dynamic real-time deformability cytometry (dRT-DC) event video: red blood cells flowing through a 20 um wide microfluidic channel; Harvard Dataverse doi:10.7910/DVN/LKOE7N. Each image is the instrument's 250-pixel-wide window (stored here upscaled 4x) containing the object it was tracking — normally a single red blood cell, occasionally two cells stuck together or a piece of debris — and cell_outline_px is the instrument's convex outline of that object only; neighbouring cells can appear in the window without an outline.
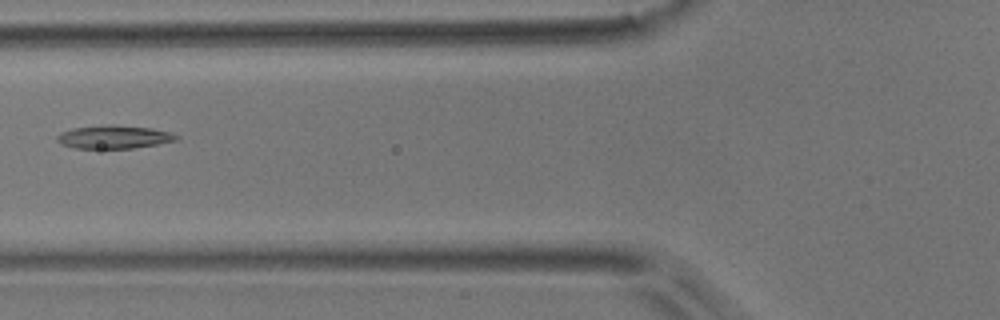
{"species": "common noctule bat (a hibernating species)", "species_latin": "Nyctalus noctula", "temperature_condition": "room temperature", "stored_images_in_passage": 5, "camera_frame_rate_fps": 3000, "um_per_image_px": 0.085, "animal": {"sex": "male", "body_mass_g": 17.9}, "frame": {"image": 1, "passage_image": 2, "time_ms": 1.333, "image_size_px": [1000, 320], "cell_outline_px": [[180, 136], [176, 140], [156, 144], [132, 148], [76, 148], [60, 144], [56, 140], [56, 136], [60, 132], [72, 128], [108, 124], [112, 124], [152, 128], [172, 132]], "centroid_in_image_um": [9.66, 11.63], "position_along_channel_um": 116.1, "area_um2": 16.24}}
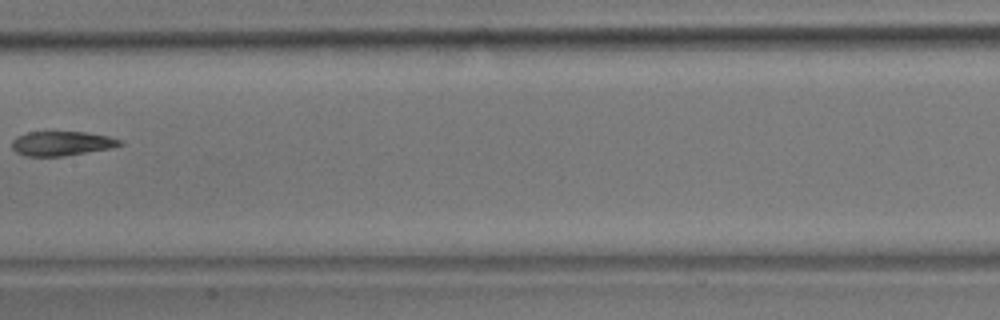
{"frame": {"image": 2, "passage_image": 4, "time_ms": 3.667, "image_size_px": [1000, 320], "cell_outline_px": [[124, 144], [112, 148], [64, 156], [24, 156], [16, 152], [12, 148], [12, 140], [16, 136], [28, 132], [84, 132], [108, 136], [120, 140]], "centroid_in_image_um": [5.22, 12.2], "position_along_channel_um": 202.2, "area_um2": 15.37}}
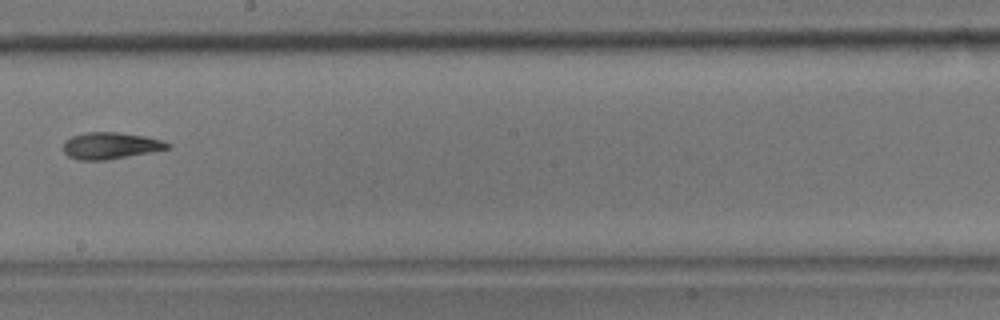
{"frame": {"image": 3, "passage_image": 5, "time_ms": 4.667, "image_size_px": [1000, 320], "cell_outline_px": [[172, 148], [104, 160], [80, 160], [68, 156], [64, 152], [64, 140], [72, 136], [84, 132], [116, 132], [144, 136], [160, 140], [172, 144]], "centroid_in_image_um": [9.38, 12.37], "position_along_channel_um": 238.8, "area_um2": 16.07}}